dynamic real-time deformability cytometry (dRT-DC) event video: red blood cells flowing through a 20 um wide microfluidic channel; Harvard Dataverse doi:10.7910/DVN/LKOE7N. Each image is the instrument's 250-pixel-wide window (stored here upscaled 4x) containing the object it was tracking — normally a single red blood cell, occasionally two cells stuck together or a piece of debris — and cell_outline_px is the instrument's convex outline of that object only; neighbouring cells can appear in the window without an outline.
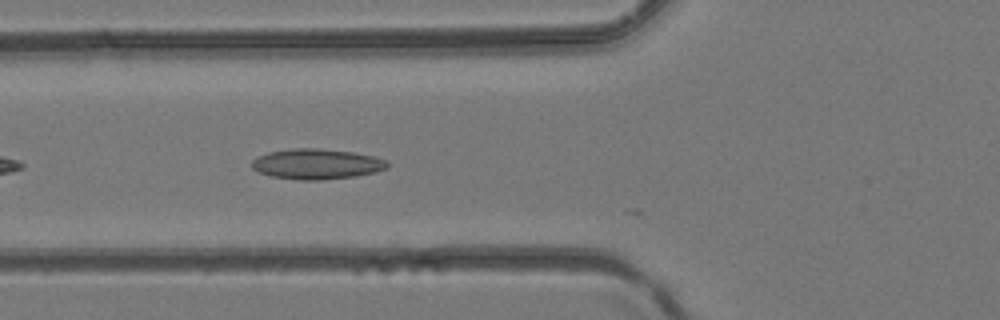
{"species": "common noctule bat (a hibernating species)", "species_latin": "Nyctalus noctula", "temperature_condition": "room temperature", "stored_images_in_passage": 12, "camera_frame_rate_fps": 3000, "um_per_image_px": 0.085, "animal": {"sex": "female", "body_mass_g": 24.6, "forearm_length_mm": 56.2}, "frame": {"image": 1, "passage_image": 2, "time_ms": 0.333, "image_size_px": [1000, 320], "cell_outline_px": [[388, 168], [376, 172], [356, 176], [320, 180], [300, 180], [272, 176], [256, 172], [252, 168], [252, 160], [256, 156], [268, 152], [292, 148], [320, 148], [352, 152], [372, 156], [384, 160], [388, 164]], "centroid_in_image_um": [26.87, 13.94], "position_along_channel_um": 98.9, "area_um2": 24.04}}
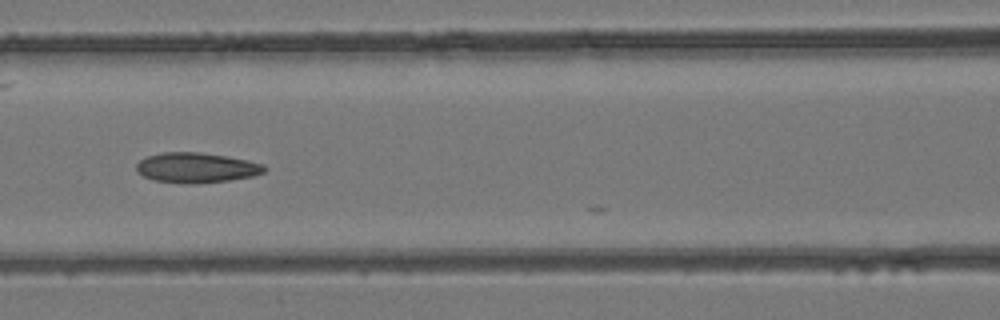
{"frame": {"image": 2, "passage_image": 5, "time_ms": 1.333, "image_size_px": [1000, 320], "cell_outline_px": [[268, 168], [264, 172], [252, 176], [228, 180], [196, 184], [184, 184], [156, 180], [144, 176], [136, 172], [136, 164], [140, 160], [148, 156], [160, 152], [200, 152], [248, 160], [264, 164]], "centroid_in_image_um": [16.69, 14.25], "position_along_channel_um": 149.9, "area_um2": 22.48}}
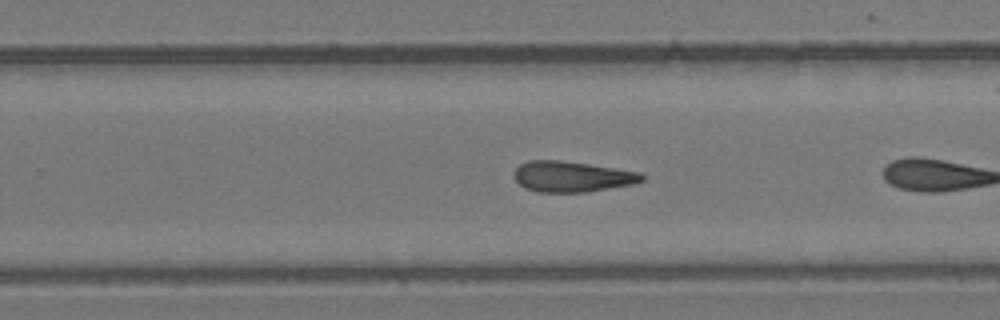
{"frame": {"image": 3, "passage_image": 11, "time_ms": 3.333, "image_size_px": [1000, 320], "cell_outline_px": [[644, 180], [632, 184], [588, 192], [536, 192], [524, 188], [512, 176], [512, 172], [520, 164], [528, 160], [560, 160], [588, 164], [640, 172], [644, 176]], "centroid_in_image_um": [48.56, 15.01], "position_along_channel_um": 281.2, "area_um2": 22.95}}